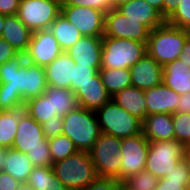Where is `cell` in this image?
<instances>
[{
    "label": "cell",
    "mask_w": 190,
    "mask_h": 190,
    "mask_svg": "<svg viewBox=\"0 0 190 190\" xmlns=\"http://www.w3.org/2000/svg\"><path fill=\"white\" fill-rule=\"evenodd\" d=\"M0 84L16 90L24 102L43 95L48 87L45 68L27 62L25 54L0 65Z\"/></svg>",
    "instance_id": "6da1fadb"
},
{
    "label": "cell",
    "mask_w": 190,
    "mask_h": 190,
    "mask_svg": "<svg viewBox=\"0 0 190 190\" xmlns=\"http://www.w3.org/2000/svg\"><path fill=\"white\" fill-rule=\"evenodd\" d=\"M190 31L166 22L154 28L147 41V53L162 67L178 60Z\"/></svg>",
    "instance_id": "7a4b0ae2"
},
{
    "label": "cell",
    "mask_w": 190,
    "mask_h": 190,
    "mask_svg": "<svg viewBox=\"0 0 190 190\" xmlns=\"http://www.w3.org/2000/svg\"><path fill=\"white\" fill-rule=\"evenodd\" d=\"M62 134L69 137L79 151L89 152L101 136L95 111L81 106L63 116Z\"/></svg>",
    "instance_id": "3957f363"
},
{
    "label": "cell",
    "mask_w": 190,
    "mask_h": 190,
    "mask_svg": "<svg viewBox=\"0 0 190 190\" xmlns=\"http://www.w3.org/2000/svg\"><path fill=\"white\" fill-rule=\"evenodd\" d=\"M147 54V42L102 38L101 69H130Z\"/></svg>",
    "instance_id": "277c9868"
},
{
    "label": "cell",
    "mask_w": 190,
    "mask_h": 190,
    "mask_svg": "<svg viewBox=\"0 0 190 190\" xmlns=\"http://www.w3.org/2000/svg\"><path fill=\"white\" fill-rule=\"evenodd\" d=\"M56 177L69 190H81L98 176L89 152L78 151L64 160L53 163Z\"/></svg>",
    "instance_id": "5b68a950"
},
{
    "label": "cell",
    "mask_w": 190,
    "mask_h": 190,
    "mask_svg": "<svg viewBox=\"0 0 190 190\" xmlns=\"http://www.w3.org/2000/svg\"><path fill=\"white\" fill-rule=\"evenodd\" d=\"M103 134L120 139L134 137L142 133V120L120 107L113 99L95 111Z\"/></svg>",
    "instance_id": "8992f818"
},
{
    "label": "cell",
    "mask_w": 190,
    "mask_h": 190,
    "mask_svg": "<svg viewBox=\"0 0 190 190\" xmlns=\"http://www.w3.org/2000/svg\"><path fill=\"white\" fill-rule=\"evenodd\" d=\"M121 139L101 134L89 151L98 177L118 180L121 168Z\"/></svg>",
    "instance_id": "52a82bcc"
},
{
    "label": "cell",
    "mask_w": 190,
    "mask_h": 190,
    "mask_svg": "<svg viewBox=\"0 0 190 190\" xmlns=\"http://www.w3.org/2000/svg\"><path fill=\"white\" fill-rule=\"evenodd\" d=\"M185 157V146L174 140L150 142L145 169L161 179Z\"/></svg>",
    "instance_id": "ba28073f"
},
{
    "label": "cell",
    "mask_w": 190,
    "mask_h": 190,
    "mask_svg": "<svg viewBox=\"0 0 190 190\" xmlns=\"http://www.w3.org/2000/svg\"><path fill=\"white\" fill-rule=\"evenodd\" d=\"M61 14L60 0H20L17 16L32 32L49 29Z\"/></svg>",
    "instance_id": "9c48e42d"
},
{
    "label": "cell",
    "mask_w": 190,
    "mask_h": 190,
    "mask_svg": "<svg viewBox=\"0 0 190 190\" xmlns=\"http://www.w3.org/2000/svg\"><path fill=\"white\" fill-rule=\"evenodd\" d=\"M149 144V140L143 133L121 139L122 162L118 181L122 182L128 176L135 175L145 169Z\"/></svg>",
    "instance_id": "30bf717a"
},
{
    "label": "cell",
    "mask_w": 190,
    "mask_h": 190,
    "mask_svg": "<svg viewBox=\"0 0 190 190\" xmlns=\"http://www.w3.org/2000/svg\"><path fill=\"white\" fill-rule=\"evenodd\" d=\"M150 30L139 21L129 19L116 8L105 14L104 35L102 38H123L147 42Z\"/></svg>",
    "instance_id": "8fae6325"
},
{
    "label": "cell",
    "mask_w": 190,
    "mask_h": 190,
    "mask_svg": "<svg viewBox=\"0 0 190 190\" xmlns=\"http://www.w3.org/2000/svg\"><path fill=\"white\" fill-rule=\"evenodd\" d=\"M61 13L82 36L103 37L105 13L85 6H61Z\"/></svg>",
    "instance_id": "7c38bea8"
},
{
    "label": "cell",
    "mask_w": 190,
    "mask_h": 190,
    "mask_svg": "<svg viewBox=\"0 0 190 190\" xmlns=\"http://www.w3.org/2000/svg\"><path fill=\"white\" fill-rule=\"evenodd\" d=\"M63 52L53 33L44 29L32 33L25 59L45 68Z\"/></svg>",
    "instance_id": "4fadbf2b"
},
{
    "label": "cell",
    "mask_w": 190,
    "mask_h": 190,
    "mask_svg": "<svg viewBox=\"0 0 190 190\" xmlns=\"http://www.w3.org/2000/svg\"><path fill=\"white\" fill-rule=\"evenodd\" d=\"M43 146L49 145L48 139L44 136L42 125L24 110L19 117L12 149L27 154L29 150Z\"/></svg>",
    "instance_id": "5bb4252c"
},
{
    "label": "cell",
    "mask_w": 190,
    "mask_h": 190,
    "mask_svg": "<svg viewBox=\"0 0 190 190\" xmlns=\"http://www.w3.org/2000/svg\"><path fill=\"white\" fill-rule=\"evenodd\" d=\"M133 87L146 91L163 83V67L148 53L130 68Z\"/></svg>",
    "instance_id": "9a60e30c"
},
{
    "label": "cell",
    "mask_w": 190,
    "mask_h": 190,
    "mask_svg": "<svg viewBox=\"0 0 190 190\" xmlns=\"http://www.w3.org/2000/svg\"><path fill=\"white\" fill-rule=\"evenodd\" d=\"M66 53L75 64L101 69L102 37L82 36Z\"/></svg>",
    "instance_id": "2e32d148"
},
{
    "label": "cell",
    "mask_w": 190,
    "mask_h": 190,
    "mask_svg": "<svg viewBox=\"0 0 190 190\" xmlns=\"http://www.w3.org/2000/svg\"><path fill=\"white\" fill-rule=\"evenodd\" d=\"M147 115L177 112L180 94L164 83L144 91Z\"/></svg>",
    "instance_id": "e0dca14e"
},
{
    "label": "cell",
    "mask_w": 190,
    "mask_h": 190,
    "mask_svg": "<svg viewBox=\"0 0 190 190\" xmlns=\"http://www.w3.org/2000/svg\"><path fill=\"white\" fill-rule=\"evenodd\" d=\"M116 9L129 19L139 21L150 31L166 22L160 12L145 0H130Z\"/></svg>",
    "instance_id": "ac0fdd59"
},
{
    "label": "cell",
    "mask_w": 190,
    "mask_h": 190,
    "mask_svg": "<svg viewBox=\"0 0 190 190\" xmlns=\"http://www.w3.org/2000/svg\"><path fill=\"white\" fill-rule=\"evenodd\" d=\"M75 95L78 106L92 111H97L112 99V96L102 84L99 72L92 78V81L81 86L75 92Z\"/></svg>",
    "instance_id": "d6986e66"
},
{
    "label": "cell",
    "mask_w": 190,
    "mask_h": 190,
    "mask_svg": "<svg viewBox=\"0 0 190 190\" xmlns=\"http://www.w3.org/2000/svg\"><path fill=\"white\" fill-rule=\"evenodd\" d=\"M142 133L149 142L174 140L172 114L158 113L147 115L142 122Z\"/></svg>",
    "instance_id": "ffe728a7"
},
{
    "label": "cell",
    "mask_w": 190,
    "mask_h": 190,
    "mask_svg": "<svg viewBox=\"0 0 190 190\" xmlns=\"http://www.w3.org/2000/svg\"><path fill=\"white\" fill-rule=\"evenodd\" d=\"M32 33L17 15H5L1 38L6 40L19 54L27 52Z\"/></svg>",
    "instance_id": "44dd1931"
},
{
    "label": "cell",
    "mask_w": 190,
    "mask_h": 190,
    "mask_svg": "<svg viewBox=\"0 0 190 190\" xmlns=\"http://www.w3.org/2000/svg\"><path fill=\"white\" fill-rule=\"evenodd\" d=\"M75 62L64 51L45 67L48 85L71 89L73 67Z\"/></svg>",
    "instance_id": "7402d4cb"
},
{
    "label": "cell",
    "mask_w": 190,
    "mask_h": 190,
    "mask_svg": "<svg viewBox=\"0 0 190 190\" xmlns=\"http://www.w3.org/2000/svg\"><path fill=\"white\" fill-rule=\"evenodd\" d=\"M163 83L178 94L190 93V64L172 61L163 66Z\"/></svg>",
    "instance_id": "603a6c76"
},
{
    "label": "cell",
    "mask_w": 190,
    "mask_h": 190,
    "mask_svg": "<svg viewBox=\"0 0 190 190\" xmlns=\"http://www.w3.org/2000/svg\"><path fill=\"white\" fill-rule=\"evenodd\" d=\"M112 99L130 114L136 116L140 120H144L147 116V107L145 102L144 91L137 87L130 86L119 91Z\"/></svg>",
    "instance_id": "cb8c5ba5"
},
{
    "label": "cell",
    "mask_w": 190,
    "mask_h": 190,
    "mask_svg": "<svg viewBox=\"0 0 190 190\" xmlns=\"http://www.w3.org/2000/svg\"><path fill=\"white\" fill-rule=\"evenodd\" d=\"M5 161L6 164L3 171L13 176L19 182L26 183L34 167L27 154L7 148Z\"/></svg>",
    "instance_id": "d4e9b609"
},
{
    "label": "cell",
    "mask_w": 190,
    "mask_h": 190,
    "mask_svg": "<svg viewBox=\"0 0 190 190\" xmlns=\"http://www.w3.org/2000/svg\"><path fill=\"white\" fill-rule=\"evenodd\" d=\"M190 163L184 157L168 174L158 180L154 190H187Z\"/></svg>",
    "instance_id": "484cf974"
},
{
    "label": "cell",
    "mask_w": 190,
    "mask_h": 190,
    "mask_svg": "<svg viewBox=\"0 0 190 190\" xmlns=\"http://www.w3.org/2000/svg\"><path fill=\"white\" fill-rule=\"evenodd\" d=\"M49 30L65 52L82 37L80 31L62 13L51 24Z\"/></svg>",
    "instance_id": "4316f807"
},
{
    "label": "cell",
    "mask_w": 190,
    "mask_h": 190,
    "mask_svg": "<svg viewBox=\"0 0 190 190\" xmlns=\"http://www.w3.org/2000/svg\"><path fill=\"white\" fill-rule=\"evenodd\" d=\"M45 91L51 95L52 114L63 117L78 107L76 95L71 89L48 85Z\"/></svg>",
    "instance_id": "83f0119b"
},
{
    "label": "cell",
    "mask_w": 190,
    "mask_h": 190,
    "mask_svg": "<svg viewBox=\"0 0 190 190\" xmlns=\"http://www.w3.org/2000/svg\"><path fill=\"white\" fill-rule=\"evenodd\" d=\"M24 108L0 111V145L12 148L18 128L20 114Z\"/></svg>",
    "instance_id": "f1b7e54d"
},
{
    "label": "cell",
    "mask_w": 190,
    "mask_h": 190,
    "mask_svg": "<svg viewBox=\"0 0 190 190\" xmlns=\"http://www.w3.org/2000/svg\"><path fill=\"white\" fill-rule=\"evenodd\" d=\"M99 75L111 96L132 86L130 69H100Z\"/></svg>",
    "instance_id": "f546056e"
},
{
    "label": "cell",
    "mask_w": 190,
    "mask_h": 190,
    "mask_svg": "<svg viewBox=\"0 0 190 190\" xmlns=\"http://www.w3.org/2000/svg\"><path fill=\"white\" fill-rule=\"evenodd\" d=\"M24 110L39 124L51 119L52 114L51 95L46 91L43 95L31 98L25 102Z\"/></svg>",
    "instance_id": "4dcf8cb0"
},
{
    "label": "cell",
    "mask_w": 190,
    "mask_h": 190,
    "mask_svg": "<svg viewBox=\"0 0 190 190\" xmlns=\"http://www.w3.org/2000/svg\"><path fill=\"white\" fill-rule=\"evenodd\" d=\"M48 145L53 163L64 160L79 151L72 140L64 134L48 139Z\"/></svg>",
    "instance_id": "1f68e13d"
},
{
    "label": "cell",
    "mask_w": 190,
    "mask_h": 190,
    "mask_svg": "<svg viewBox=\"0 0 190 190\" xmlns=\"http://www.w3.org/2000/svg\"><path fill=\"white\" fill-rule=\"evenodd\" d=\"M158 180L151 172L143 170L135 175L128 176L122 181V186L127 190H154Z\"/></svg>",
    "instance_id": "d6a6232c"
},
{
    "label": "cell",
    "mask_w": 190,
    "mask_h": 190,
    "mask_svg": "<svg viewBox=\"0 0 190 190\" xmlns=\"http://www.w3.org/2000/svg\"><path fill=\"white\" fill-rule=\"evenodd\" d=\"M172 121L175 139L186 146L190 143V113L175 112Z\"/></svg>",
    "instance_id": "836d02e7"
},
{
    "label": "cell",
    "mask_w": 190,
    "mask_h": 190,
    "mask_svg": "<svg viewBox=\"0 0 190 190\" xmlns=\"http://www.w3.org/2000/svg\"><path fill=\"white\" fill-rule=\"evenodd\" d=\"M54 173L53 167H33L26 183L31 185L36 190H47L50 183V177Z\"/></svg>",
    "instance_id": "e575fe53"
},
{
    "label": "cell",
    "mask_w": 190,
    "mask_h": 190,
    "mask_svg": "<svg viewBox=\"0 0 190 190\" xmlns=\"http://www.w3.org/2000/svg\"><path fill=\"white\" fill-rule=\"evenodd\" d=\"M166 23L190 31V0H181L175 12Z\"/></svg>",
    "instance_id": "d590c367"
},
{
    "label": "cell",
    "mask_w": 190,
    "mask_h": 190,
    "mask_svg": "<svg viewBox=\"0 0 190 190\" xmlns=\"http://www.w3.org/2000/svg\"><path fill=\"white\" fill-rule=\"evenodd\" d=\"M25 102L23 98L11 88H7V84H0V110H15L24 108Z\"/></svg>",
    "instance_id": "8d00e7d4"
},
{
    "label": "cell",
    "mask_w": 190,
    "mask_h": 190,
    "mask_svg": "<svg viewBox=\"0 0 190 190\" xmlns=\"http://www.w3.org/2000/svg\"><path fill=\"white\" fill-rule=\"evenodd\" d=\"M99 72L97 68L75 64L73 67L71 90L75 93L81 86L92 81V78Z\"/></svg>",
    "instance_id": "74e56055"
},
{
    "label": "cell",
    "mask_w": 190,
    "mask_h": 190,
    "mask_svg": "<svg viewBox=\"0 0 190 190\" xmlns=\"http://www.w3.org/2000/svg\"><path fill=\"white\" fill-rule=\"evenodd\" d=\"M27 156L34 167L36 166L52 167L53 166L49 146L36 147L35 149L29 150V153H27Z\"/></svg>",
    "instance_id": "f35d334b"
},
{
    "label": "cell",
    "mask_w": 190,
    "mask_h": 190,
    "mask_svg": "<svg viewBox=\"0 0 190 190\" xmlns=\"http://www.w3.org/2000/svg\"><path fill=\"white\" fill-rule=\"evenodd\" d=\"M61 6H85L98 9L105 14L113 9L111 0H60Z\"/></svg>",
    "instance_id": "ab89813d"
},
{
    "label": "cell",
    "mask_w": 190,
    "mask_h": 190,
    "mask_svg": "<svg viewBox=\"0 0 190 190\" xmlns=\"http://www.w3.org/2000/svg\"><path fill=\"white\" fill-rule=\"evenodd\" d=\"M42 130L46 139H51L62 134L63 117L54 115L51 119L45 121Z\"/></svg>",
    "instance_id": "60d3db41"
},
{
    "label": "cell",
    "mask_w": 190,
    "mask_h": 190,
    "mask_svg": "<svg viewBox=\"0 0 190 190\" xmlns=\"http://www.w3.org/2000/svg\"><path fill=\"white\" fill-rule=\"evenodd\" d=\"M121 185L122 182L116 179L97 177L92 183L81 190H118Z\"/></svg>",
    "instance_id": "b9f144b4"
},
{
    "label": "cell",
    "mask_w": 190,
    "mask_h": 190,
    "mask_svg": "<svg viewBox=\"0 0 190 190\" xmlns=\"http://www.w3.org/2000/svg\"><path fill=\"white\" fill-rule=\"evenodd\" d=\"M19 53L4 39L0 37V65L18 56Z\"/></svg>",
    "instance_id": "7bdbcfd3"
},
{
    "label": "cell",
    "mask_w": 190,
    "mask_h": 190,
    "mask_svg": "<svg viewBox=\"0 0 190 190\" xmlns=\"http://www.w3.org/2000/svg\"><path fill=\"white\" fill-rule=\"evenodd\" d=\"M20 184L21 182L16 180L13 176L0 170V190H18Z\"/></svg>",
    "instance_id": "ee69618b"
},
{
    "label": "cell",
    "mask_w": 190,
    "mask_h": 190,
    "mask_svg": "<svg viewBox=\"0 0 190 190\" xmlns=\"http://www.w3.org/2000/svg\"><path fill=\"white\" fill-rule=\"evenodd\" d=\"M20 0H0V14L17 15Z\"/></svg>",
    "instance_id": "f6af8a7d"
},
{
    "label": "cell",
    "mask_w": 190,
    "mask_h": 190,
    "mask_svg": "<svg viewBox=\"0 0 190 190\" xmlns=\"http://www.w3.org/2000/svg\"><path fill=\"white\" fill-rule=\"evenodd\" d=\"M181 0H164L163 18L165 21L175 12Z\"/></svg>",
    "instance_id": "bcb514c9"
},
{
    "label": "cell",
    "mask_w": 190,
    "mask_h": 190,
    "mask_svg": "<svg viewBox=\"0 0 190 190\" xmlns=\"http://www.w3.org/2000/svg\"><path fill=\"white\" fill-rule=\"evenodd\" d=\"M177 112L190 113V93L182 94L180 96Z\"/></svg>",
    "instance_id": "7dc6e473"
},
{
    "label": "cell",
    "mask_w": 190,
    "mask_h": 190,
    "mask_svg": "<svg viewBox=\"0 0 190 190\" xmlns=\"http://www.w3.org/2000/svg\"><path fill=\"white\" fill-rule=\"evenodd\" d=\"M178 60L190 64V36L186 39Z\"/></svg>",
    "instance_id": "c3c4849f"
},
{
    "label": "cell",
    "mask_w": 190,
    "mask_h": 190,
    "mask_svg": "<svg viewBox=\"0 0 190 190\" xmlns=\"http://www.w3.org/2000/svg\"><path fill=\"white\" fill-rule=\"evenodd\" d=\"M47 190H69L63 183L56 177L55 173L50 177V183Z\"/></svg>",
    "instance_id": "681fc988"
},
{
    "label": "cell",
    "mask_w": 190,
    "mask_h": 190,
    "mask_svg": "<svg viewBox=\"0 0 190 190\" xmlns=\"http://www.w3.org/2000/svg\"><path fill=\"white\" fill-rule=\"evenodd\" d=\"M145 1H147L151 6L157 9L160 12L161 16L163 17L164 0H145Z\"/></svg>",
    "instance_id": "f907efd6"
},
{
    "label": "cell",
    "mask_w": 190,
    "mask_h": 190,
    "mask_svg": "<svg viewBox=\"0 0 190 190\" xmlns=\"http://www.w3.org/2000/svg\"><path fill=\"white\" fill-rule=\"evenodd\" d=\"M7 148L0 145V170H3L6 164Z\"/></svg>",
    "instance_id": "816d5d0a"
},
{
    "label": "cell",
    "mask_w": 190,
    "mask_h": 190,
    "mask_svg": "<svg viewBox=\"0 0 190 190\" xmlns=\"http://www.w3.org/2000/svg\"><path fill=\"white\" fill-rule=\"evenodd\" d=\"M130 0H111L113 8H117L120 5L129 2Z\"/></svg>",
    "instance_id": "f5cc1de1"
},
{
    "label": "cell",
    "mask_w": 190,
    "mask_h": 190,
    "mask_svg": "<svg viewBox=\"0 0 190 190\" xmlns=\"http://www.w3.org/2000/svg\"><path fill=\"white\" fill-rule=\"evenodd\" d=\"M18 190H36L31 185L27 183H21L18 187Z\"/></svg>",
    "instance_id": "db71d44e"
},
{
    "label": "cell",
    "mask_w": 190,
    "mask_h": 190,
    "mask_svg": "<svg viewBox=\"0 0 190 190\" xmlns=\"http://www.w3.org/2000/svg\"><path fill=\"white\" fill-rule=\"evenodd\" d=\"M4 23H5V15L0 14V37L4 28Z\"/></svg>",
    "instance_id": "11a10c76"
},
{
    "label": "cell",
    "mask_w": 190,
    "mask_h": 190,
    "mask_svg": "<svg viewBox=\"0 0 190 190\" xmlns=\"http://www.w3.org/2000/svg\"><path fill=\"white\" fill-rule=\"evenodd\" d=\"M185 158L190 163V143L185 146Z\"/></svg>",
    "instance_id": "9f6ffc18"
},
{
    "label": "cell",
    "mask_w": 190,
    "mask_h": 190,
    "mask_svg": "<svg viewBox=\"0 0 190 190\" xmlns=\"http://www.w3.org/2000/svg\"><path fill=\"white\" fill-rule=\"evenodd\" d=\"M187 190H190V176H189V181H188V184H187Z\"/></svg>",
    "instance_id": "6f0895ef"
},
{
    "label": "cell",
    "mask_w": 190,
    "mask_h": 190,
    "mask_svg": "<svg viewBox=\"0 0 190 190\" xmlns=\"http://www.w3.org/2000/svg\"><path fill=\"white\" fill-rule=\"evenodd\" d=\"M118 190H127V189L121 185Z\"/></svg>",
    "instance_id": "680465c9"
}]
</instances>
